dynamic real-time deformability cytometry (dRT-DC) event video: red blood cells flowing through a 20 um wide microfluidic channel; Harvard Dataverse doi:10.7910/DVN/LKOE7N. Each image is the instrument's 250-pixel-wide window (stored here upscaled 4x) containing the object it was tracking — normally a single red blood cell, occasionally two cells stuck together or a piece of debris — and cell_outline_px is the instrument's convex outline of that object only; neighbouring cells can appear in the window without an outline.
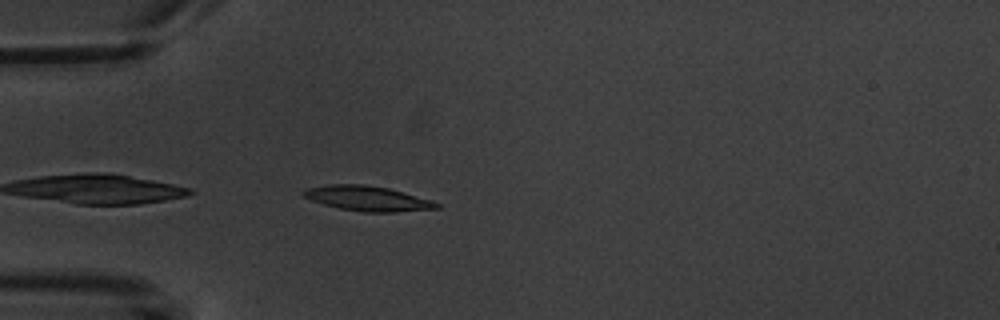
{"species": "common noctule bat (a hibernating species)", "species_latin": "Nyctalus noctula", "temperature_condition": "warm", "stored_images_in_passage": 3, "camera_frame_rate_fps": 3000, "um_per_image_px": 0.085, "animal": {"sex": "male", "body_mass_g": 20.1, "forearm_length_mm": 53.5}, "frame": {"image": 1, "passage_image": 3, "time_ms": 3.333, "image_size_px": [1000, 320], "cell_outline_px": [[440, 208], [396, 212], [364, 212], [340, 208], [324, 204], [312, 200], [304, 196], [300, 192], [308, 188], [332, 184], [364, 184], [388, 188], [432, 200], [440, 204]], "centroid_in_image_um": [31.27, 16.87], "position_along_channel_um": 53.7, "area_um2": 19.19}}